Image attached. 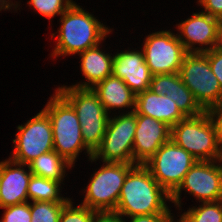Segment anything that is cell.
Listing matches in <instances>:
<instances>
[{"label":"cell","instance_id":"6da1fadb","mask_svg":"<svg viewBox=\"0 0 222 222\" xmlns=\"http://www.w3.org/2000/svg\"><path fill=\"white\" fill-rule=\"evenodd\" d=\"M59 28L50 33L55 41L49 58L55 61L58 57L76 56L80 52L101 44L113 33V28L100 22L91 12L74 1L70 7L60 16Z\"/></svg>","mask_w":222,"mask_h":222},{"label":"cell","instance_id":"7a4b0ae2","mask_svg":"<svg viewBox=\"0 0 222 222\" xmlns=\"http://www.w3.org/2000/svg\"><path fill=\"white\" fill-rule=\"evenodd\" d=\"M168 202V203H167ZM171 195L153 178L143 164H136L127 174L115 212L123 218L136 215L174 214Z\"/></svg>","mask_w":222,"mask_h":222},{"label":"cell","instance_id":"3957f363","mask_svg":"<svg viewBox=\"0 0 222 222\" xmlns=\"http://www.w3.org/2000/svg\"><path fill=\"white\" fill-rule=\"evenodd\" d=\"M53 90V95L48 98L42 110L51 121L54 151L75 167L83 151L88 160L93 153L83 142L81 125L75 110L56 89Z\"/></svg>","mask_w":222,"mask_h":222},{"label":"cell","instance_id":"277c9868","mask_svg":"<svg viewBox=\"0 0 222 222\" xmlns=\"http://www.w3.org/2000/svg\"><path fill=\"white\" fill-rule=\"evenodd\" d=\"M55 89L75 110L85 146L94 154L102 143L110 115L105 111L93 89L58 85Z\"/></svg>","mask_w":222,"mask_h":222},{"label":"cell","instance_id":"5b68a950","mask_svg":"<svg viewBox=\"0 0 222 222\" xmlns=\"http://www.w3.org/2000/svg\"><path fill=\"white\" fill-rule=\"evenodd\" d=\"M171 139L200 161L222 160V147L207 111L185 117L171 128Z\"/></svg>","mask_w":222,"mask_h":222},{"label":"cell","instance_id":"8992f818","mask_svg":"<svg viewBox=\"0 0 222 222\" xmlns=\"http://www.w3.org/2000/svg\"><path fill=\"white\" fill-rule=\"evenodd\" d=\"M99 163L100 167L91 174L87 186L82 189L84 197L79 204L97 212L115 211L125 178L135 164Z\"/></svg>","mask_w":222,"mask_h":222},{"label":"cell","instance_id":"52a82bcc","mask_svg":"<svg viewBox=\"0 0 222 222\" xmlns=\"http://www.w3.org/2000/svg\"><path fill=\"white\" fill-rule=\"evenodd\" d=\"M183 191L192 196L196 204L222 200V160H197L171 194V204H174L175 211L183 208Z\"/></svg>","mask_w":222,"mask_h":222},{"label":"cell","instance_id":"ba28073f","mask_svg":"<svg viewBox=\"0 0 222 222\" xmlns=\"http://www.w3.org/2000/svg\"><path fill=\"white\" fill-rule=\"evenodd\" d=\"M135 129L134 111L110 115L102 143L87 162L133 163Z\"/></svg>","mask_w":222,"mask_h":222},{"label":"cell","instance_id":"9c48e42d","mask_svg":"<svg viewBox=\"0 0 222 222\" xmlns=\"http://www.w3.org/2000/svg\"><path fill=\"white\" fill-rule=\"evenodd\" d=\"M21 125L13 141L12 154L8 156L15 162L28 165L39 155L54 150L53 130L48 115L41 109Z\"/></svg>","mask_w":222,"mask_h":222},{"label":"cell","instance_id":"30bf717a","mask_svg":"<svg viewBox=\"0 0 222 222\" xmlns=\"http://www.w3.org/2000/svg\"><path fill=\"white\" fill-rule=\"evenodd\" d=\"M178 74L205 111L222 103L219 81L204 53H187Z\"/></svg>","mask_w":222,"mask_h":222},{"label":"cell","instance_id":"8fae6325","mask_svg":"<svg viewBox=\"0 0 222 222\" xmlns=\"http://www.w3.org/2000/svg\"><path fill=\"white\" fill-rule=\"evenodd\" d=\"M165 29L150 32L139 45L152 75L179 73L187 54L175 29Z\"/></svg>","mask_w":222,"mask_h":222},{"label":"cell","instance_id":"7c38bea8","mask_svg":"<svg viewBox=\"0 0 222 222\" xmlns=\"http://www.w3.org/2000/svg\"><path fill=\"white\" fill-rule=\"evenodd\" d=\"M196 162L193 155L170 139L144 165L160 186L171 195Z\"/></svg>","mask_w":222,"mask_h":222},{"label":"cell","instance_id":"4fadbf2b","mask_svg":"<svg viewBox=\"0 0 222 222\" xmlns=\"http://www.w3.org/2000/svg\"><path fill=\"white\" fill-rule=\"evenodd\" d=\"M190 16L174 27L187 53H205L217 47L218 18L201 10L192 12Z\"/></svg>","mask_w":222,"mask_h":222},{"label":"cell","instance_id":"5bb4252c","mask_svg":"<svg viewBox=\"0 0 222 222\" xmlns=\"http://www.w3.org/2000/svg\"><path fill=\"white\" fill-rule=\"evenodd\" d=\"M171 139V127L142 114H136L133 164H145L157 150Z\"/></svg>","mask_w":222,"mask_h":222},{"label":"cell","instance_id":"9a60e30c","mask_svg":"<svg viewBox=\"0 0 222 222\" xmlns=\"http://www.w3.org/2000/svg\"><path fill=\"white\" fill-rule=\"evenodd\" d=\"M112 75L122 79L135 94L149 89L152 78L144 53L138 46L114 52Z\"/></svg>","mask_w":222,"mask_h":222},{"label":"cell","instance_id":"2e32d148","mask_svg":"<svg viewBox=\"0 0 222 222\" xmlns=\"http://www.w3.org/2000/svg\"><path fill=\"white\" fill-rule=\"evenodd\" d=\"M32 173L28 165L10 159L0 161V208L28 202Z\"/></svg>","mask_w":222,"mask_h":222},{"label":"cell","instance_id":"e0dca14e","mask_svg":"<svg viewBox=\"0 0 222 222\" xmlns=\"http://www.w3.org/2000/svg\"><path fill=\"white\" fill-rule=\"evenodd\" d=\"M104 42L106 41L104 40L102 44L77 54L80 59L79 68L81 76L83 77L82 80L76 81L77 83L71 86L92 89L106 77L112 75L114 53L112 54L111 52L113 50L105 51V47H102Z\"/></svg>","mask_w":222,"mask_h":222},{"label":"cell","instance_id":"ac0fdd59","mask_svg":"<svg viewBox=\"0 0 222 222\" xmlns=\"http://www.w3.org/2000/svg\"><path fill=\"white\" fill-rule=\"evenodd\" d=\"M92 89L109 115L131 113L135 109L136 94L118 77L108 76Z\"/></svg>","mask_w":222,"mask_h":222},{"label":"cell","instance_id":"d6986e66","mask_svg":"<svg viewBox=\"0 0 222 222\" xmlns=\"http://www.w3.org/2000/svg\"><path fill=\"white\" fill-rule=\"evenodd\" d=\"M134 112L162 121L171 128L185 118L174 100L150 89L136 94Z\"/></svg>","mask_w":222,"mask_h":222},{"label":"cell","instance_id":"ffe728a7","mask_svg":"<svg viewBox=\"0 0 222 222\" xmlns=\"http://www.w3.org/2000/svg\"><path fill=\"white\" fill-rule=\"evenodd\" d=\"M28 166L32 174L61 182L63 185L66 184L64 182L68 172L71 173L74 168L54 150L39 155Z\"/></svg>","mask_w":222,"mask_h":222},{"label":"cell","instance_id":"44dd1931","mask_svg":"<svg viewBox=\"0 0 222 222\" xmlns=\"http://www.w3.org/2000/svg\"><path fill=\"white\" fill-rule=\"evenodd\" d=\"M62 185L61 182L32 174L27 190L29 202H69L72 198L62 193Z\"/></svg>","mask_w":222,"mask_h":222},{"label":"cell","instance_id":"7402d4cb","mask_svg":"<svg viewBox=\"0 0 222 222\" xmlns=\"http://www.w3.org/2000/svg\"><path fill=\"white\" fill-rule=\"evenodd\" d=\"M197 205H190L187 211L184 207L178 209L176 212L178 222H222V200Z\"/></svg>","mask_w":222,"mask_h":222},{"label":"cell","instance_id":"603a6c76","mask_svg":"<svg viewBox=\"0 0 222 222\" xmlns=\"http://www.w3.org/2000/svg\"><path fill=\"white\" fill-rule=\"evenodd\" d=\"M169 97L176 102L185 117H194L205 112L178 73H172V90Z\"/></svg>","mask_w":222,"mask_h":222},{"label":"cell","instance_id":"cb8c5ba5","mask_svg":"<svg viewBox=\"0 0 222 222\" xmlns=\"http://www.w3.org/2000/svg\"><path fill=\"white\" fill-rule=\"evenodd\" d=\"M68 202H30L31 222H59L63 207Z\"/></svg>","mask_w":222,"mask_h":222},{"label":"cell","instance_id":"d4e9b609","mask_svg":"<svg viewBox=\"0 0 222 222\" xmlns=\"http://www.w3.org/2000/svg\"><path fill=\"white\" fill-rule=\"evenodd\" d=\"M73 2V0H28L26 5L33 10V13L36 12L50 20L48 22H52L53 18L60 17Z\"/></svg>","mask_w":222,"mask_h":222},{"label":"cell","instance_id":"484cf974","mask_svg":"<svg viewBox=\"0 0 222 222\" xmlns=\"http://www.w3.org/2000/svg\"><path fill=\"white\" fill-rule=\"evenodd\" d=\"M71 199L62 209L59 222H92L94 215L97 211H94L81 204L73 202Z\"/></svg>","mask_w":222,"mask_h":222},{"label":"cell","instance_id":"4316f807","mask_svg":"<svg viewBox=\"0 0 222 222\" xmlns=\"http://www.w3.org/2000/svg\"><path fill=\"white\" fill-rule=\"evenodd\" d=\"M1 209H4V213L1 216L4 222H31L32 216L29 201Z\"/></svg>","mask_w":222,"mask_h":222},{"label":"cell","instance_id":"83f0119b","mask_svg":"<svg viewBox=\"0 0 222 222\" xmlns=\"http://www.w3.org/2000/svg\"><path fill=\"white\" fill-rule=\"evenodd\" d=\"M149 89L156 94L169 97L172 90V73L152 75Z\"/></svg>","mask_w":222,"mask_h":222},{"label":"cell","instance_id":"f1b7e54d","mask_svg":"<svg viewBox=\"0 0 222 222\" xmlns=\"http://www.w3.org/2000/svg\"><path fill=\"white\" fill-rule=\"evenodd\" d=\"M204 54L209 60L211 70L217 77L222 91V48L217 46Z\"/></svg>","mask_w":222,"mask_h":222},{"label":"cell","instance_id":"f546056e","mask_svg":"<svg viewBox=\"0 0 222 222\" xmlns=\"http://www.w3.org/2000/svg\"><path fill=\"white\" fill-rule=\"evenodd\" d=\"M177 213L174 214H149L136 215L129 218H124V222H175Z\"/></svg>","mask_w":222,"mask_h":222},{"label":"cell","instance_id":"4dcf8cb0","mask_svg":"<svg viewBox=\"0 0 222 222\" xmlns=\"http://www.w3.org/2000/svg\"><path fill=\"white\" fill-rule=\"evenodd\" d=\"M196 3L202 12L215 18L222 16V0H197Z\"/></svg>","mask_w":222,"mask_h":222},{"label":"cell","instance_id":"1f68e13d","mask_svg":"<svg viewBox=\"0 0 222 222\" xmlns=\"http://www.w3.org/2000/svg\"><path fill=\"white\" fill-rule=\"evenodd\" d=\"M214 123L219 144L222 147V103L207 110Z\"/></svg>","mask_w":222,"mask_h":222},{"label":"cell","instance_id":"d6a6232c","mask_svg":"<svg viewBox=\"0 0 222 222\" xmlns=\"http://www.w3.org/2000/svg\"><path fill=\"white\" fill-rule=\"evenodd\" d=\"M92 222H124V218L115 211L96 212Z\"/></svg>","mask_w":222,"mask_h":222},{"label":"cell","instance_id":"836d02e7","mask_svg":"<svg viewBox=\"0 0 222 222\" xmlns=\"http://www.w3.org/2000/svg\"><path fill=\"white\" fill-rule=\"evenodd\" d=\"M21 4V0H0V12L12 11L13 9L12 12L18 13V10L20 12V8L22 9Z\"/></svg>","mask_w":222,"mask_h":222},{"label":"cell","instance_id":"e575fe53","mask_svg":"<svg viewBox=\"0 0 222 222\" xmlns=\"http://www.w3.org/2000/svg\"><path fill=\"white\" fill-rule=\"evenodd\" d=\"M218 47L222 48V16L218 18Z\"/></svg>","mask_w":222,"mask_h":222}]
</instances>
